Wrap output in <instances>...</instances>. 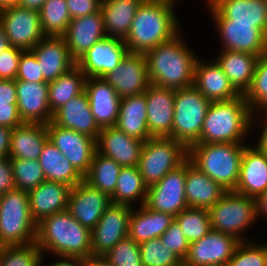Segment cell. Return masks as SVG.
<instances>
[{"instance_id": "1", "label": "cell", "mask_w": 267, "mask_h": 266, "mask_svg": "<svg viewBox=\"0 0 267 266\" xmlns=\"http://www.w3.org/2000/svg\"><path fill=\"white\" fill-rule=\"evenodd\" d=\"M174 6L165 0L143 1L124 39L128 51L145 54L176 36L181 28Z\"/></svg>"}, {"instance_id": "2", "label": "cell", "mask_w": 267, "mask_h": 266, "mask_svg": "<svg viewBox=\"0 0 267 266\" xmlns=\"http://www.w3.org/2000/svg\"><path fill=\"white\" fill-rule=\"evenodd\" d=\"M180 33L144 54L151 84L174 90L194 84L199 57L183 41Z\"/></svg>"}, {"instance_id": "3", "label": "cell", "mask_w": 267, "mask_h": 266, "mask_svg": "<svg viewBox=\"0 0 267 266\" xmlns=\"http://www.w3.org/2000/svg\"><path fill=\"white\" fill-rule=\"evenodd\" d=\"M36 244L42 252L56 257L86 259L91 252V230L82 226L66 210L43 218L37 223Z\"/></svg>"}, {"instance_id": "4", "label": "cell", "mask_w": 267, "mask_h": 266, "mask_svg": "<svg viewBox=\"0 0 267 266\" xmlns=\"http://www.w3.org/2000/svg\"><path fill=\"white\" fill-rule=\"evenodd\" d=\"M251 109L243 94L227 101H211L203 122L200 141L205 143H239L251 130Z\"/></svg>"}, {"instance_id": "5", "label": "cell", "mask_w": 267, "mask_h": 266, "mask_svg": "<svg viewBox=\"0 0 267 266\" xmlns=\"http://www.w3.org/2000/svg\"><path fill=\"white\" fill-rule=\"evenodd\" d=\"M246 144L205 143L188 148V159L227 191H235Z\"/></svg>"}, {"instance_id": "6", "label": "cell", "mask_w": 267, "mask_h": 266, "mask_svg": "<svg viewBox=\"0 0 267 266\" xmlns=\"http://www.w3.org/2000/svg\"><path fill=\"white\" fill-rule=\"evenodd\" d=\"M37 224L32 219L28 192L12 190L0 196V238L6 246L36 241Z\"/></svg>"}, {"instance_id": "7", "label": "cell", "mask_w": 267, "mask_h": 266, "mask_svg": "<svg viewBox=\"0 0 267 266\" xmlns=\"http://www.w3.org/2000/svg\"><path fill=\"white\" fill-rule=\"evenodd\" d=\"M188 159V148L170 137H151L144 142L138 169L147 187Z\"/></svg>"}, {"instance_id": "8", "label": "cell", "mask_w": 267, "mask_h": 266, "mask_svg": "<svg viewBox=\"0 0 267 266\" xmlns=\"http://www.w3.org/2000/svg\"><path fill=\"white\" fill-rule=\"evenodd\" d=\"M211 101L194 86L175 91L172 138L187 148L200 141V133Z\"/></svg>"}, {"instance_id": "9", "label": "cell", "mask_w": 267, "mask_h": 266, "mask_svg": "<svg viewBox=\"0 0 267 266\" xmlns=\"http://www.w3.org/2000/svg\"><path fill=\"white\" fill-rule=\"evenodd\" d=\"M208 211L212 230L233 235L241 242L250 241L243 235L257 221L254 198L227 191Z\"/></svg>"}, {"instance_id": "10", "label": "cell", "mask_w": 267, "mask_h": 266, "mask_svg": "<svg viewBox=\"0 0 267 266\" xmlns=\"http://www.w3.org/2000/svg\"><path fill=\"white\" fill-rule=\"evenodd\" d=\"M205 3L221 38L222 50L245 52L258 57L267 52V37L254 24L231 23L209 2Z\"/></svg>"}, {"instance_id": "11", "label": "cell", "mask_w": 267, "mask_h": 266, "mask_svg": "<svg viewBox=\"0 0 267 266\" xmlns=\"http://www.w3.org/2000/svg\"><path fill=\"white\" fill-rule=\"evenodd\" d=\"M49 141L58 148L74 169L84 178L97 151L96 139L50 121L47 125Z\"/></svg>"}, {"instance_id": "12", "label": "cell", "mask_w": 267, "mask_h": 266, "mask_svg": "<svg viewBox=\"0 0 267 266\" xmlns=\"http://www.w3.org/2000/svg\"><path fill=\"white\" fill-rule=\"evenodd\" d=\"M186 161L147 189L145 205L174 217L188 208L185 197Z\"/></svg>"}, {"instance_id": "13", "label": "cell", "mask_w": 267, "mask_h": 266, "mask_svg": "<svg viewBox=\"0 0 267 266\" xmlns=\"http://www.w3.org/2000/svg\"><path fill=\"white\" fill-rule=\"evenodd\" d=\"M9 43L13 47L31 50L45 36L41 27L39 11L10 6L0 14Z\"/></svg>"}, {"instance_id": "14", "label": "cell", "mask_w": 267, "mask_h": 266, "mask_svg": "<svg viewBox=\"0 0 267 266\" xmlns=\"http://www.w3.org/2000/svg\"><path fill=\"white\" fill-rule=\"evenodd\" d=\"M132 206L111 203L91 230V252L104 256L119 241L128 236Z\"/></svg>"}, {"instance_id": "15", "label": "cell", "mask_w": 267, "mask_h": 266, "mask_svg": "<svg viewBox=\"0 0 267 266\" xmlns=\"http://www.w3.org/2000/svg\"><path fill=\"white\" fill-rule=\"evenodd\" d=\"M240 242L233 235L211 230L200 240L190 243L183 263L186 266H225Z\"/></svg>"}, {"instance_id": "16", "label": "cell", "mask_w": 267, "mask_h": 266, "mask_svg": "<svg viewBox=\"0 0 267 266\" xmlns=\"http://www.w3.org/2000/svg\"><path fill=\"white\" fill-rule=\"evenodd\" d=\"M102 78L121 98L143 94L151 84L145 55L129 51L119 65Z\"/></svg>"}, {"instance_id": "17", "label": "cell", "mask_w": 267, "mask_h": 266, "mask_svg": "<svg viewBox=\"0 0 267 266\" xmlns=\"http://www.w3.org/2000/svg\"><path fill=\"white\" fill-rule=\"evenodd\" d=\"M111 203L108 194L92 187L83 179L70 189L67 211L82 226L92 230Z\"/></svg>"}, {"instance_id": "18", "label": "cell", "mask_w": 267, "mask_h": 266, "mask_svg": "<svg viewBox=\"0 0 267 266\" xmlns=\"http://www.w3.org/2000/svg\"><path fill=\"white\" fill-rule=\"evenodd\" d=\"M127 52L128 49L124 40L105 37L87 50L76 61V65L86 78H102L119 65Z\"/></svg>"}, {"instance_id": "19", "label": "cell", "mask_w": 267, "mask_h": 266, "mask_svg": "<svg viewBox=\"0 0 267 266\" xmlns=\"http://www.w3.org/2000/svg\"><path fill=\"white\" fill-rule=\"evenodd\" d=\"M175 91L154 84L145 90L147 126L152 137L172 138Z\"/></svg>"}, {"instance_id": "20", "label": "cell", "mask_w": 267, "mask_h": 266, "mask_svg": "<svg viewBox=\"0 0 267 266\" xmlns=\"http://www.w3.org/2000/svg\"><path fill=\"white\" fill-rule=\"evenodd\" d=\"M144 142L126 135L116 126L102 128L96 140L97 152L122 167L138 166Z\"/></svg>"}, {"instance_id": "21", "label": "cell", "mask_w": 267, "mask_h": 266, "mask_svg": "<svg viewBox=\"0 0 267 266\" xmlns=\"http://www.w3.org/2000/svg\"><path fill=\"white\" fill-rule=\"evenodd\" d=\"M17 108L23 123L48 124L53 113L48 104V83L15 80Z\"/></svg>"}, {"instance_id": "22", "label": "cell", "mask_w": 267, "mask_h": 266, "mask_svg": "<svg viewBox=\"0 0 267 266\" xmlns=\"http://www.w3.org/2000/svg\"><path fill=\"white\" fill-rule=\"evenodd\" d=\"M63 37L71 58L76 62L95 43L107 37L101 11L71 19Z\"/></svg>"}, {"instance_id": "23", "label": "cell", "mask_w": 267, "mask_h": 266, "mask_svg": "<svg viewBox=\"0 0 267 266\" xmlns=\"http://www.w3.org/2000/svg\"><path fill=\"white\" fill-rule=\"evenodd\" d=\"M84 91L98 126L101 129L115 126L121 102L116 90L103 78H86Z\"/></svg>"}, {"instance_id": "24", "label": "cell", "mask_w": 267, "mask_h": 266, "mask_svg": "<svg viewBox=\"0 0 267 266\" xmlns=\"http://www.w3.org/2000/svg\"><path fill=\"white\" fill-rule=\"evenodd\" d=\"M31 51L47 82L56 80L76 65L64 37L45 36Z\"/></svg>"}, {"instance_id": "25", "label": "cell", "mask_w": 267, "mask_h": 266, "mask_svg": "<svg viewBox=\"0 0 267 266\" xmlns=\"http://www.w3.org/2000/svg\"><path fill=\"white\" fill-rule=\"evenodd\" d=\"M52 122L62 128L71 129L98 139L101 128L91 112L85 91L70 99L53 113Z\"/></svg>"}, {"instance_id": "26", "label": "cell", "mask_w": 267, "mask_h": 266, "mask_svg": "<svg viewBox=\"0 0 267 266\" xmlns=\"http://www.w3.org/2000/svg\"><path fill=\"white\" fill-rule=\"evenodd\" d=\"M267 190V153L246 143L235 192L256 198Z\"/></svg>"}, {"instance_id": "27", "label": "cell", "mask_w": 267, "mask_h": 266, "mask_svg": "<svg viewBox=\"0 0 267 266\" xmlns=\"http://www.w3.org/2000/svg\"><path fill=\"white\" fill-rule=\"evenodd\" d=\"M193 85L210 101H227L241 95L215 60L208 63L198 58Z\"/></svg>"}, {"instance_id": "28", "label": "cell", "mask_w": 267, "mask_h": 266, "mask_svg": "<svg viewBox=\"0 0 267 266\" xmlns=\"http://www.w3.org/2000/svg\"><path fill=\"white\" fill-rule=\"evenodd\" d=\"M70 189L63 183L44 181L28 192L30 213L36 224L47 216L67 210Z\"/></svg>"}, {"instance_id": "29", "label": "cell", "mask_w": 267, "mask_h": 266, "mask_svg": "<svg viewBox=\"0 0 267 266\" xmlns=\"http://www.w3.org/2000/svg\"><path fill=\"white\" fill-rule=\"evenodd\" d=\"M227 192L204 174L189 159L186 160L185 197L188 207L209 209Z\"/></svg>"}, {"instance_id": "30", "label": "cell", "mask_w": 267, "mask_h": 266, "mask_svg": "<svg viewBox=\"0 0 267 266\" xmlns=\"http://www.w3.org/2000/svg\"><path fill=\"white\" fill-rule=\"evenodd\" d=\"M231 23L254 24L267 37V2L265 0H207Z\"/></svg>"}, {"instance_id": "31", "label": "cell", "mask_w": 267, "mask_h": 266, "mask_svg": "<svg viewBox=\"0 0 267 266\" xmlns=\"http://www.w3.org/2000/svg\"><path fill=\"white\" fill-rule=\"evenodd\" d=\"M132 208L129 217L128 236L140 244L161 237L175 217L168 213L154 211L145 204Z\"/></svg>"}, {"instance_id": "32", "label": "cell", "mask_w": 267, "mask_h": 266, "mask_svg": "<svg viewBox=\"0 0 267 266\" xmlns=\"http://www.w3.org/2000/svg\"><path fill=\"white\" fill-rule=\"evenodd\" d=\"M115 126L126 135L143 142L152 137L147 126L145 93L121 98L118 120Z\"/></svg>"}, {"instance_id": "33", "label": "cell", "mask_w": 267, "mask_h": 266, "mask_svg": "<svg viewBox=\"0 0 267 266\" xmlns=\"http://www.w3.org/2000/svg\"><path fill=\"white\" fill-rule=\"evenodd\" d=\"M47 140L46 124L23 123L12 130L9 158L38 160Z\"/></svg>"}, {"instance_id": "34", "label": "cell", "mask_w": 267, "mask_h": 266, "mask_svg": "<svg viewBox=\"0 0 267 266\" xmlns=\"http://www.w3.org/2000/svg\"><path fill=\"white\" fill-rule=\"evenodd\" d=\"M214 60L222 68L234 88L244 95L252 84L258 56L245 52L221 50Z\"/></svg>"}, {"instance_id": "35", "label": "cell", "mask_w": 267, "mask_h": 266, "mask_svg": "<svg viewBox=\"0 0 267 266\" xmlns=\"http://www.w3.org/2000/svg\"><path fill=\"white\" fill-rule=\"evenodd\" d=\"M141 0H102L100 11L103 15L107 37L124 40Z\"/></svg>"}, {"instance_id": "36", "label": "cell", "mask_w": 267, "mask_h": 266, "mask_svg": "<svg viewBox=\"0 0 267 266\" xmlns=\"http://www.w3.org/2000/svg\"><path fill=\"white\" fill-rule=\"evenodd\" d=\"M38 161L46 181L63 183L72 188L84 179L49 139L45 142Z\"/></svg>"}, {"instance_id": "37", "label": "cell", "mask_w": 267, "mask_h": 266, "mask_svg": "<svg viewBox=\"0 0 267 266\" xmlns=\"http://www.w3.org/2000/svg\"><path fill=\"white\" fill-rule=\"evenodd\" d=\"M85 80V74L75 65L56 80L48 82V104L51 112L54 113L70 99L81 94Z\"/></svg>"}, {"instance_id": "38", "label": "cell", "mask_w": 267, "mask_h": 266, "mask_svg": "<svg viewBox=\"0 0 267 266\" xmlns=\"http://www.w3.org/2000/svg\"><path fill=\"white\" fill-rule=\"evenodd\" d=\"M147 189L137 166L122 167L114 193L110 196L111 202L134 207V202L136 204L139 200L141 206L145 204Z\"/></svg>"}, {"instance_id": "39", "label": "cell", "mask_w": 267, "mask_h": 266, "mask_svg": "<svg viewBox=\"0 0 267 266\" xmlns=\"http://www.w3.org/2000/svg\"><path fill=\"white\" fill-rule=\"evenodd\" d=\"M122 169L115 160L95 152L88 174L84 180L92 187L111 196L116 188L118 175Z\"/></svg>"}, {"instance_id": "40", "label": "cell", "mask_w": 267, "mask_h": 266, "mask_svg": "<svg viewBox=\"0 0 267 266\" xmlns=\"http://www.w3.org/2000/svg\"><path fill=\"white\" fill-rule=\"evenodd\" d=\"M39 17L44 36L63 37L71 21L66 0H46Z\"/></svg>"}, {"instance_id": "41", "label": "cell", "mask_w": 267, "mask_h": 266, "mask_svg": "<svg viewBox=\"0 0 267 266\" xmlns=\"http://www.w3.org/2000/svg\"><path fill=\"white\" fill-rule=\"evenodd\" d=\"M189 243L200 240L211 228L209 211L205 208L188 207L175 216Z\"/></svg>"}, {"instance_id": "42", "label": "cell", "mask_w": 267, "mask_h": 266, "mask_svg": "<svg viewBox=\"0 0 267 266\" xmlns=\"http://www.w3.org/2000/svg\"><path fill=\"white\" fill-rule=\"evenodd\" d=\"M16 189L29 192L46 181L38 160L10 158Z\"/></svg>"}, {"instance_id": "43", "label": "cell", "mask_w": 267, "mask_h": 266, "mask_svg": "<svg viewBox=\"0 0 267 266\" xmlns=\"http://www.w3.org/2000/svg\"><path fill=\"white\" fill-rule=\"evenodd\" d=\"M244 97L252 113L267 107V52L258 57L252 84Z\"/></svg>"}, {"instance_id": "44", "label": "cell", "mask_w": 267, "mask_h": 266, "mask_svg": "<svg viewBox=\"0 0 267 266\" xmlns=\"http://www.w3.org/2000/svg\"><path fill=\"white\" fill-rule=\"evenodd\" d=\"M143 266H180L183 260L163 244L160 237L139 244Z\"/></svg>"}, {"instance_id": "45", "label": "cell", "mask_w": 267, "mask_h": 266, "mask_svg": "<svg viewBox=\"0 0 267 266\" xmlns=\"http://www.w3.org/2000/svg\"><path fill=\"white\" fill-rule=\"evenodd\" d=\"M43 262L42 252L36 242L6 246L0 258V266H41Z\"/></svg>"}, {"instance_id": "46", "label": "cell", "mask_w": 267, "mask_h": 266, "mask_svg": "<svg viewBox=\"0 0 267 266\" xmlns=\"http://www.w3.org/2000/svg\"><path fill=\"white\" fill-rule=\"evenodd\" d=\"M113 266H143L139 244L127 236L104 255Z\"/></svg>"}, {"instance_id": "47", "label": "cell", "mask_w": 267, "mask_h": 266, "mask_svg": "<svg viewBox=\"0 0 267 266\" xmlns=\"http://www.w3.org/2000/svg\"><path fill=\"white\" fill-rule=\"evenodd\" d=\"M225 266H265V243L240 242Z\"/></svg>"}, {"instance_id": "48", "label": "cell", "mask_w": 267, "mask_h": 266, "mask_svg": "<svg viewBox=\"0 0 267 266\" xmlns=\"http://www.w3.org/2000/svg\"><path fill=\"white\" fill-rule=\"evenodd\" d=\"M16 80L34 83H48L43 78L40 65L31 50H25L22 52L19 60Z\"/></svg>"}, {"instance_id": "49", "label": "cell", "mask_w": 267, "mask_h": 266, "mask_svg": "<svg viewBox=\"0 0 267 266\" xmlns=\"http://www.w3.org/2000/svg\"><path fill=\"white\" fill-rule=\"evenodd\" d=\"M160 238L163 244L166 245L169 250L177 254L182 260L186 258L190 243L175 219Z\"/></svg>"}, {"instance_id": "50", "label": "cell", "mask_w": 267, "mask_h": 266, "mask_svg": "<svg viewBox=\"0 0 267 266\" xmlns=\"http://www.w3.org/2000/svg\"><path fill=\"white\" fill-rule=\"evenodd\" d=\"M24 50L10 46L0 53V79L16 80L19 60Z\"/></svg>"}, {"instance_id": "51", "label": "cell", "mask_w": 267, "mask_h": 266, "mask_svg": "<svg viewBox=\"0 0 267 266\" xmlns=\"http://www.w3.org/2000/svg\"><path fill=\"white\" fill-rule=\"evenodd\" d=\"M102 0H66L71 19L98 12Z\"/></svg>"}, {"instance_id": "52", "label": "cell", "mask_w": 267, "mask_h": 266, "mask_svg": "<svg viewBox=\"0 0 267 266\" xmlns=\"http://www.w3.org/2000/svg\"><path fill=\"white\" fill-rule=\"evenodd\" d=\"M22 124L17 104H0V126L13 129Z\"/></svg>"}, {"instance_id": "53", "label": "cell", "mask_w": 267, "mask_h": 266, "mask_svg": "<svg viewBox=\"0 0 267 266\" xmlns=\"http://www.w3.org/2000/svg\"><path fill=\"white\" fill-rule=\"evenodd\" d=\"M15 189L10 158L0 159V196Z\"/></svg>"}, {"instance_id": "54", "label": "cell", "mask_w": 267, "mask_h": 266, "mask_svg": "<svg viewBox=\"0 0 267 266\" xmlns=\"http://www.w3.org/2000/svg\"><path fill=\"white\" fill-rule=\"evenodd\" d=\"M0 104H17L15 80L0 79Z\"/></svg>"}, {"instance_id": "55", "label": "cell", "mask_w": 267, "mask_h": 266, "mask_svg": "<svg viewBox=\"0 0 267 266\" xmlns=\"http://www.w3.org/2000/svg\"><path fill=\"white\" fill-rule=\"evenodd\" d=\"M258 114H262L263 115L262 117L264 118L265 122L263 121L261 123V124L264 125V127H263L262 131H260L261 132L260 135H259L260 137H259V140H257L258 143H256L255 147L259 151L267 153V107L252 113V115H251V131H252V128H253L252 125H253V123L255 121L254 119H256L258 117Z\"/></svg>"}, {"instance_id": "56", "label": "cell", "mask_w": 267, "mask_h": 266, "mask_svg": "<svg viewBox=\"0 0 267 266\" xmlns=\"http://www.w3.org/2000/svg\"><path fill=\"white\" fill-rule=\"evenodd\" d=\"M12 128L0 126V159L9 157Z\"/></svg>"}, {"instance_id": "57", "label": "cell", "mask_w": 267, "mask_h": 266, "mask_svg": "<svg viewBox=\"0 0 267 266\" xmlns=\"http://www.w3.org/2000/svg\"><path fill=\"white\" fill-rule=\"evenodd\" d=\"M255 208L257 220L262 215L267 218V190L255 198Z\"/></svg>"}, {"instance_id": "58", "label": "cell", "mask_w": 267, "mask_h": 266, "mask_svg": "<svg viewBox=\"0 0 267 266\" xmlns=\"http://www.w3.org/2000/svg\"><path fill=\"white\" fill-rule=\"evenodd\" d=\"M49 266H85V259L60 256V260L51 262Z\"/></svg>"}, {"instance_id": "59", "label": "cell", "mask_w": 267, "mask_h": 266, "mask_svg": "<svg viewBox=\"0 0 267 266\" xmlns=\"http://www.w3.org/2000/svg\"><path fill=\"white\" fill-rule=\"evenodd\" d=\"M85 266H113L105 256L91 255L85 259Z\"/></svg>"}, {"instance_id": "60", "label": "cell", "mask_w": 267, "mask_h": 266, "mask_svg": "<svg viewBox=\"0 0 267 266\" xmlns=\"http://www.w3.org/2000/svg\"><path fill=\"white\" fill-rule=\"evenodd\" d=\"M46 0H20L19 7L39 11Z\"/></svg>"}, {"instance_id": "61", "label": "cell", "mask_w": 267, "mask_h": 266, "mask_svg": "<svg viewBox=\"0 0 267 266\" xmlns=\"http://www.w3.org/2000/svg\"><path fill=\"white\" fill-rule=\"evenodd\" d=\"M9 40L6 36L2 22L0 21V53H3L4 50L10 47Z\"/></svg>"}, {"instance_id": "62", "label": "cell", "mask_w": 267, "mask_h": 266, "mask_svg": "<svg viewBox=\"0 0 267 266\" xmlns=\"http://www.w3.org/2000/svg\"><path fill=\"white\" fill-rule=\"evenodd\" d=\"M20 0H0V4L3 8L10 6H18Z\"/></svg>"}, {"instance_id": "63", "label": "cell", "mask_w": 267, "mask_h": 266, "mask_svg": "<svg viewBox=\"0 0 267 266\" xmlns=\"http://www.w3.org/2000/svg\"><path fill=\"white\" fill-rule=\"evenodd\" d=\"M5 247L6 245L1 241V238H0V258Z\"/></svg>"}, {"instance_id": "64", "label": "cell", "mask_w": 267, "mask_h": 266, "mask_svg": "<svg viewBox=\"0 0 267 266\" xmlns=\"http://www.w3.org/2000/svg\"><path fill=\"white\" fill-rule=\"evenodd\" d=\"M265 266H267V243L265 242Z\"/></svg>"}, {"instance_id": "65", "label": "cell", "mask_w": 267, "mask_h": 266, "mask_svg": "<svg viewBox=\"0 0 267 266\" xmlns=\"http://www.w3.org/2000/svg\"><path fill=\"white\" fill-rule=\"evenodd\" d=\"M165 1H170V2L176 3L178 0H165Z\"/></svg>"}, {"instance_id": "66", "label": "cell", "mask_w": 267, "mask_h": 266, "mask_svg": "<svg viewBox=\"0 0 267 266\" xmlns=\"http://www.w3.org/2000/svg\"><path fill=\"white\" fill-rule=\"evenodd\" d=\"M3 7L1 6V4H0V14H1V12L3 11Z\"/></svg>"}]
</instances>
